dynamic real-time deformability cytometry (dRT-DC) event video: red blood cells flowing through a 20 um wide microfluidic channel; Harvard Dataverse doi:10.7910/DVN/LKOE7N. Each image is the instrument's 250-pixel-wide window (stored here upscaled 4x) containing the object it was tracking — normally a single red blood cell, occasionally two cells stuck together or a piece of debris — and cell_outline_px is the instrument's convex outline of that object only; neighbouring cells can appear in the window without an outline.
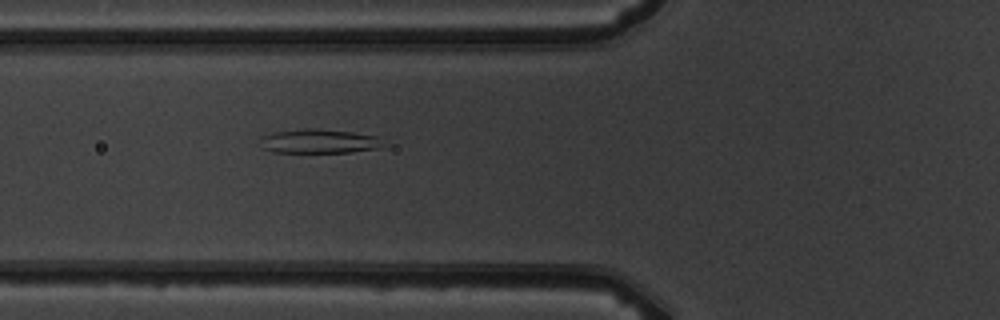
{"species": "common noctule bat (a hibernating species)", "species_latin": "Nyctalus noctula", "temperature_condition": "warm", "stored_images_in_passage": 4, "camera_frame_rate_fps": 3000, "um_per_image_px": 0.085, "animal": {"sex": "male", "body_mass_g": 19.5, "forearm_length_mm": 54.6}, "frame": {"image": 1, "passage_image": 3, "time_ms": 2.0, "image_size_px": [1000, 320], "cell_outline_px": [[388, 144], [380, 148], [348, 152], [272, 152], [264, 148], [260, 136], [276, 132], [308, 128], [312, 128], [352, 132], [376, 136]], "centroid_in_image_um": [27.18, 12.01], "position_along_channel_um": 98.6, "area_um2": 17.17}}